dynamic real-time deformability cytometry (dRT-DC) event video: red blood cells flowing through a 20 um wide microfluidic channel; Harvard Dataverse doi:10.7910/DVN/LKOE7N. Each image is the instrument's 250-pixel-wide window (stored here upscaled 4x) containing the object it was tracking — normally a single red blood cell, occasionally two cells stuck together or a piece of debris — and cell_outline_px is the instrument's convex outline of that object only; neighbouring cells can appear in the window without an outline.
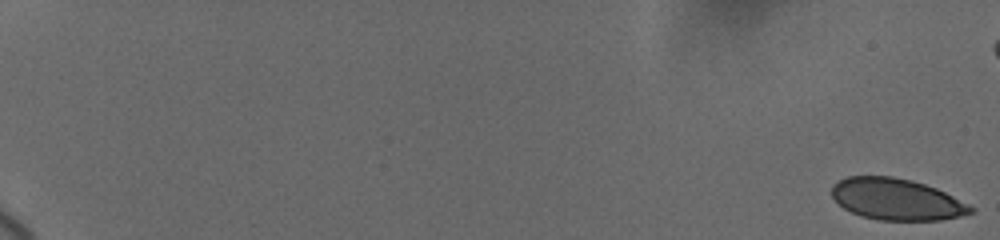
{"species": "human", "species_latin": "Homo sapiens", "temperature_condition": "cold", "stored_images_in_passage": 90, "camera_frame_rate_fps": 3000, "um_per_image_px": 0.085, "donor": {"sex": "female"}, "frame": {"image": 1, "passage_image": 1, "time_ms": 0.0, "image_size_px": [1000, 240], "cell_outline_px": [[976, 212], [960, 216], [940, 220], [880, 220], [860, 216], [844, 208], [832, 196], [832, 184], [848, 176], [892, 176], [912, 180], [936, 188], [976, 208]], "centroid_in_image_um": [76.22, 16.94], "position_along_channel_um": 8.8, "area_um2": 33.52}}
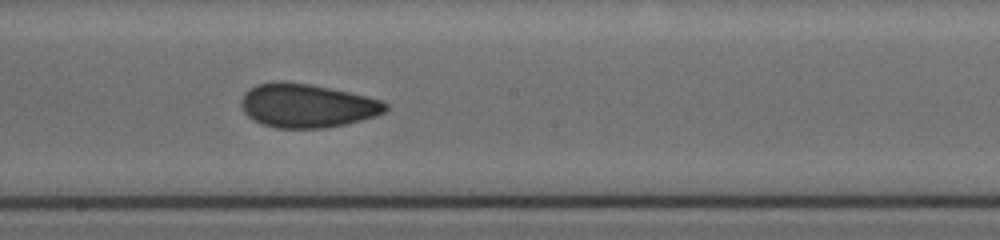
{"frame": {"image": 2, "passage_image": 48, "time_ms": 12.0, "image_size_px": [1000, 240], "cell_outline_px": [[388, 108], [384, 112], [376, 116], [344, 124], [324, 128], [276, 128], [260, 124], [252, 120], [244, 112], [240, 104], [240, 100], [244, 92], [248, 88], [256, 84], [308, 84], [368, 96], [384, 100], [388, 104]], "centroid_in_image_um": [26.1, 9.02], "position_along_channel_um": 222.1, "area_um2": 36.36}}
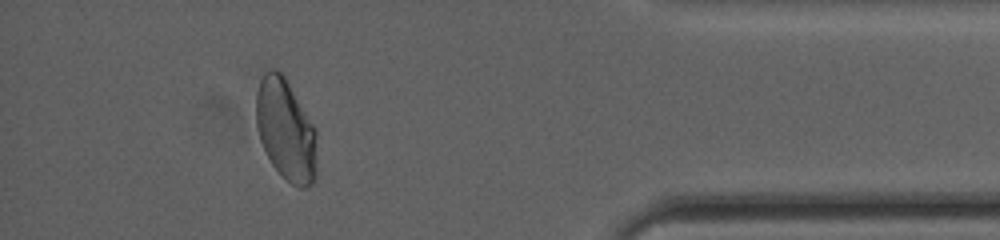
{"frame": {"image": 3, "passage_image": 85, "time_ms": 18.0, "image_size_px": [1000, 240], "cell_outline_px": [[316, 176], [312, 184], [308, 188], [300, 188], [292, 184], [272, 164], [260, 140], [256, 124], [256, 92], [260, 80], [264, 72], [268, 68], [272, 68], [280, 72], [284, 76], [316, 128]], "centroid_in_image_um": [24.3, 11.03], "position_along_channel_um": 410.9, "area_um2": 35.89}}